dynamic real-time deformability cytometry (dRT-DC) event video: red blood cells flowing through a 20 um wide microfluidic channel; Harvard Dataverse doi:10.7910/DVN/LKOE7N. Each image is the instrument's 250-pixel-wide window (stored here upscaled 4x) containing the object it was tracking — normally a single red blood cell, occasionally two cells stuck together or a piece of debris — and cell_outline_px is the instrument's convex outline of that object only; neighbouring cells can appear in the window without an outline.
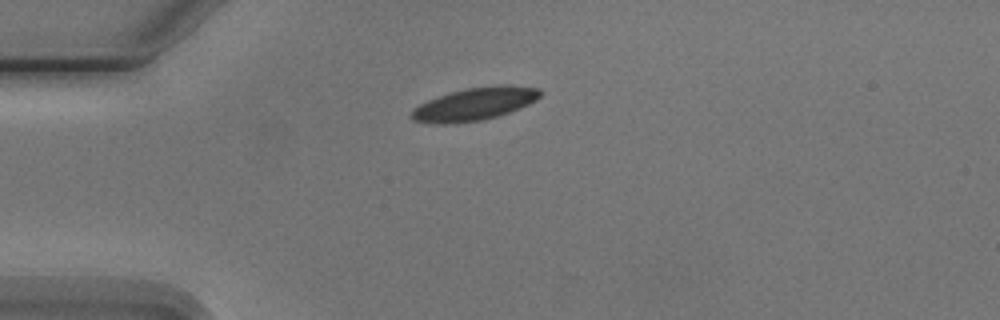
{"species": "Egyptian fruit bat (a non-hibernating species)", "species_latin": "Rousettus aegyptiacus", "temperature_condition": "cold", "stored_images_in_passage": 2, "camera_frame_rate_fps": 3000, "um_per_image_px": 0.085, "animal": {"sex": "male"}, "frame": {"image": 1, "passage_image": 1, "time_ms": 0.0, "image_size_px": [1000, 320], "cell_outline_px": [[544, 92], [536, 100], [520, 108], [484, 120], [448, 124], [428, 124], [412, 120], [408, 116], [412, 108], [428, 100], [448, 92], [468, 88], [496, 84], [508, 84], [540, 88]], "centroid_in_image_um": [40.31, 8.83], "position_along_channel_um": 44.7, "area_um2": 25.09}}